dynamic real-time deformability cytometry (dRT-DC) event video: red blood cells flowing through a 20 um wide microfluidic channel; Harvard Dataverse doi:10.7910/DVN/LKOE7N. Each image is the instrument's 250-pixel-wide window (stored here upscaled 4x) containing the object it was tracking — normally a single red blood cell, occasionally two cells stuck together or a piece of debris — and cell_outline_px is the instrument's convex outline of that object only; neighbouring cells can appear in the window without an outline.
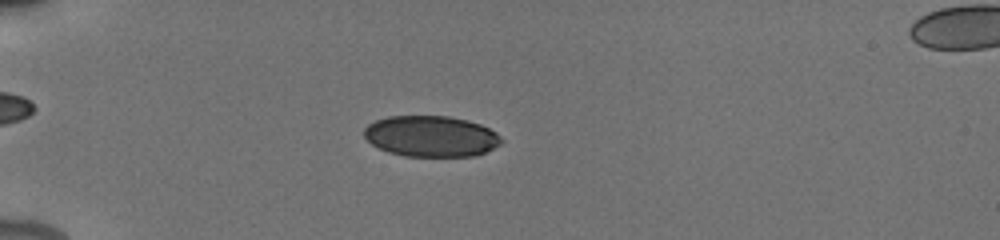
{"species": "human", "species_latin": "Homo sapiens", "temperature_condition": "cold", "stored_images_in_passage": 50, "camera_frame_rate_fps": 3000, "um_per_image_px": 0.085, "donor": {"sex": "male"}, "frame": {"image": 1, "passage_image": 20, "time_ms": 5.0, "image_size_px": [1000, 240], "cell_outline_px": [[504, 140], [500, 144], [476, 156], [404, 156], [388, 152], [372, 144], [364, 136], [364, 128], [368, 124], [376, 120], [388, 116], [448, 116], [468, 120], [480, 124], [496, 132]], "centroid_in_image_um": [36.64, 11.58], "position_along_channel_um": 48.4, "area_um2": 32.77}}
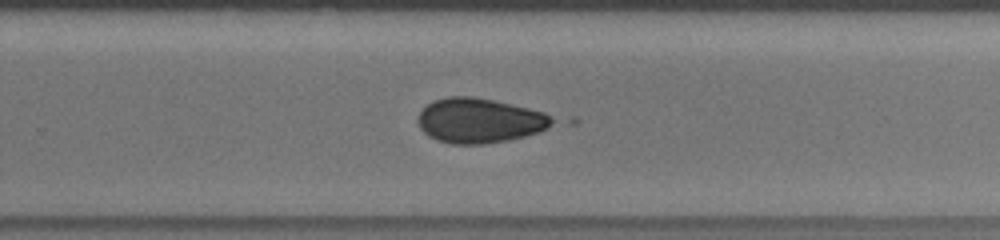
{"frame": {"image": 2, "passage_image": 36, "time_ms": 12.0, "image_size_px": [1000, 240], "cell_outline_px": [[580, 120], [576, 124], [508, 140], [480, 144], [452, 144], [436, 140], [428, 136], [420, 128], [420, 112], [428, 104], [436, 100], [448, 96], [472, 96], [576, 116]], "centroid_in_image_um": [41.33, 10.24], "position_along_channel_um": 288.5, "area_um2": 37.92}}
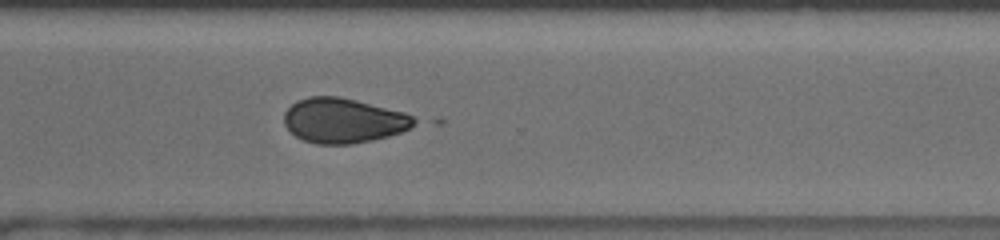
{"frame": {"image": 3, "passage_image": 38, "time_ms": 13.333, "image_size_px": [1000, 240], "cell_outline_px": [[420, 120], [408, 128], [400, 132], [388, 136], [372, 140], [352, 144], [316, 144], [304, 140], [296, 136], [284, 124], [284, 112], [296, 100], [308, 96], [340, 96], [404, 112]], "centroid_in_image_um": [29.17, 10.24], "position_along_channel_um": 341.4, "area_um2": 33.99}}